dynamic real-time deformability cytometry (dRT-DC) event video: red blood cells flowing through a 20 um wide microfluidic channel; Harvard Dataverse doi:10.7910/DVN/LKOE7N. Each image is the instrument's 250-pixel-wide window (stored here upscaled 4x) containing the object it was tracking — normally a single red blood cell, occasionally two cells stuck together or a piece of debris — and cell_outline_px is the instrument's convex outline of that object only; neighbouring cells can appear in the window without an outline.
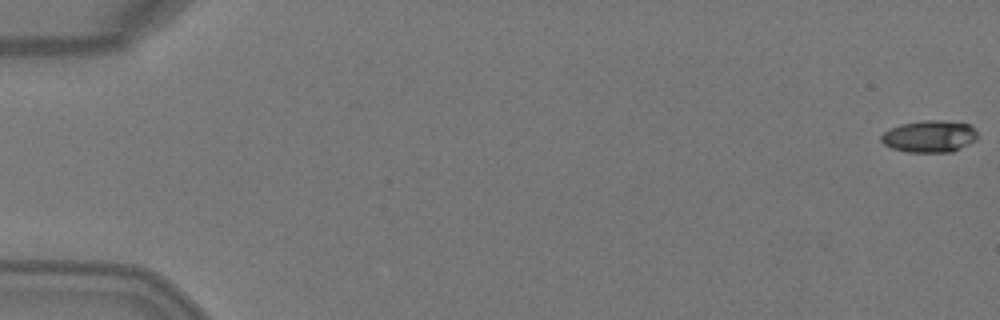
{"species": "Egyptian fruit bat (a non-hibernating species)", "species_latin": "Rousettus aegyptiacus", "temperature_condition": "warm", "stored_images_in_passage": 6, "camera_frame_rate_fps": 3000, "um_per_image_px": 0.085, "animal": {"sex": "female"}, "frame": {"image": 1, "passage_image": 1, "time_ms": 0.0, "image_size_px": [1000, 320], "cell_outline_px": [[980, 136], [976, 140], [952, 152], [908, 152], [892, 148], [884, 144], [880, 140], [880, 136], [884, 132], [900, 124], [924, 120], [940, 120], [968, 124]], "centroid_in_image_um": [79.0, 11.59], "position_along_channel_um": 6.0, "area_um2": 17.86}}
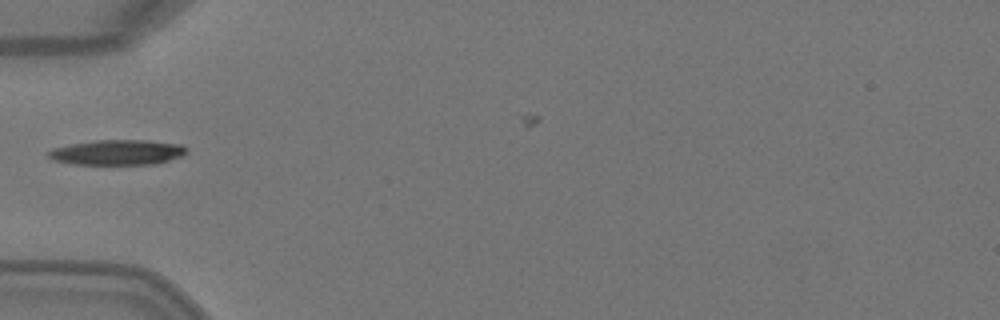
{"frame": {"image": 2, "passage_image": 5, "time_ms": 1.333, "image_size_px": [1000, 320], "cell_outline_px": [[188, 152], [180, 156], [156, 164], [72, 164], [52, 160], [48, 156], [48, 152], [52, 148], [72, 144], [100, 140], [144, 140], [180, 144], [188, 148]], "centroid_in_image_um": [9.98, 12.95], "position_along_channel_um": 75.0, "area_um2": 20.11}}